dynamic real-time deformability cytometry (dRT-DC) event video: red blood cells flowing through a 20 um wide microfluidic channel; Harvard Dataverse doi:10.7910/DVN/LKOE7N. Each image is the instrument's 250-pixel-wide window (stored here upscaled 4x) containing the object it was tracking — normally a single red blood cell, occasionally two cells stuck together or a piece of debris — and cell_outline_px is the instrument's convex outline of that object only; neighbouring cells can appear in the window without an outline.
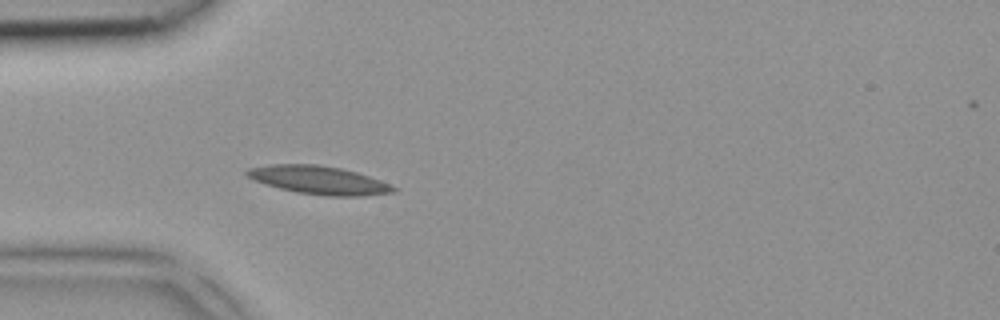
{"species": "common noctule bat (a hibernating species)", "species_latin": "Nyctalus noctula", "temperature_condition": "room temperature", "stored_images_in_passage": 4, "camera_frame_rate_fps": 3000, "um_per_image_px": 0.085, "animal": {"sex": "female", "body_mass_g": 18.4}, "frame": {"image": 1, "passage_image": 4, "time_ms": 1.0, "image_size_px": [1000, 320], "cell_outline_px": [[396, 192], [360, 196], [328, 196], [296, 192], [264, 184], [248, 176], [244, 172], [248, 168], [272, 164], [316, 164], [340, 168], [356, 172], [380, 180], [396, 188]], "centroid_in_image_um": [27.09, 15.31], "position_along_channel_um": 57.9, "area_um2": 23.87}}